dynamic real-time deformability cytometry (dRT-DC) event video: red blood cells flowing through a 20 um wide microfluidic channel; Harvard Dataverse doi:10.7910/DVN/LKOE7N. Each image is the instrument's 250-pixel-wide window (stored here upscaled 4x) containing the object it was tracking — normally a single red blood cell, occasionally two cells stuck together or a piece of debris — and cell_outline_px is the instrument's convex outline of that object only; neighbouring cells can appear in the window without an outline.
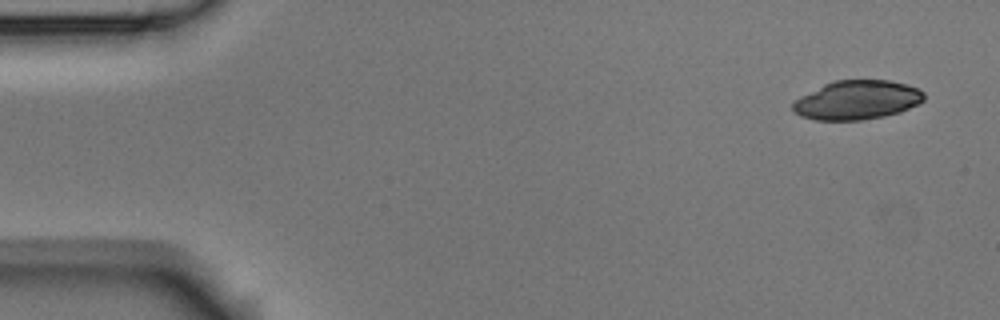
{"species": "Egyptian fruit bat (a non-hibernating species)", "species_latin": "Rousettus aegyptiacus", "temperature_condition": "room temperature", "stored_images_in_passage": 3, "camera_frame_rate_fps": 3000, "um_per_image_px": 0.085, "animal": {"sex": "male"}, "frame": {"image": 1, "passage_image": 1, "time_ms": 0.0, "image_size_px": [1000, 320], "cell_outline_px": [[924, 100], [900, 112], [884, 116], [860, 120], [816, 120], [800, 116], [792, 108], [792, 104], [800, 96], [824, 84], [836, 80], [888, 80], [908, 84], [920, 88], [924, 92]], "centroid_in_image_um": [72.86, 8.49], "position_along_channel_um": 12.1, "area_um2": 29.82}}